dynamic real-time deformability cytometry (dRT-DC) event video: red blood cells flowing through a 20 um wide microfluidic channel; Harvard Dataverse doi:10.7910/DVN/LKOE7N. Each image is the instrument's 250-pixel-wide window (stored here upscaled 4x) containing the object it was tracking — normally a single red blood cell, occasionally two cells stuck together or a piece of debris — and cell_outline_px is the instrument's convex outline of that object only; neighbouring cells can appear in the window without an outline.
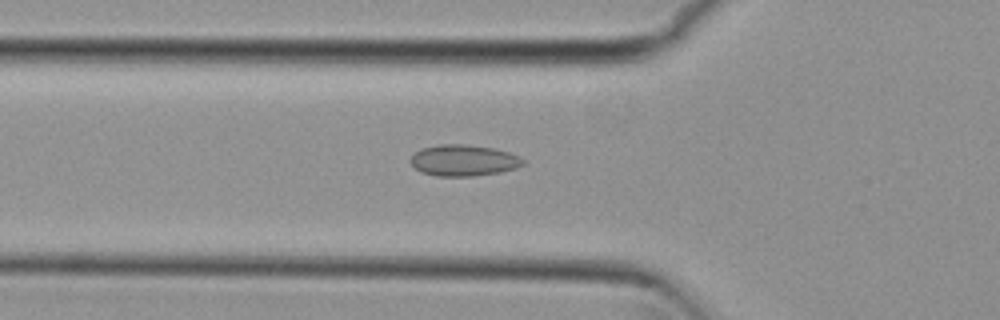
{"species": "common noctule bat (a hibernating species)", "species_latin": "Nyctalus noctula", "temperature_condition": "cold", "stored_images_in_passage": 37, "camera_frame_rate_fps": 3000, "um_per_image_px": 0.085, "animal": {"sex": "female", "body_mass_g": 29.2, "forearm_length_mm": 56.3}, "frame": {"image": 1, "passage_image": 2, "time_ms": 0.333, "image_size_px": [1000, 320], "cell_outline_px": [[524, 164], [516, 168], [500, 172], [472, 176], [436, 176], [420, 172], [408, 160], [420, 148], [440, 144], [464, 144], [492, 148], [508, 152], [520, 156], [524, 160]], "centroid_in_image_um": [39.39, 13.63], "position_along_channel_um": 86.4, "area_um2": 20.52}}
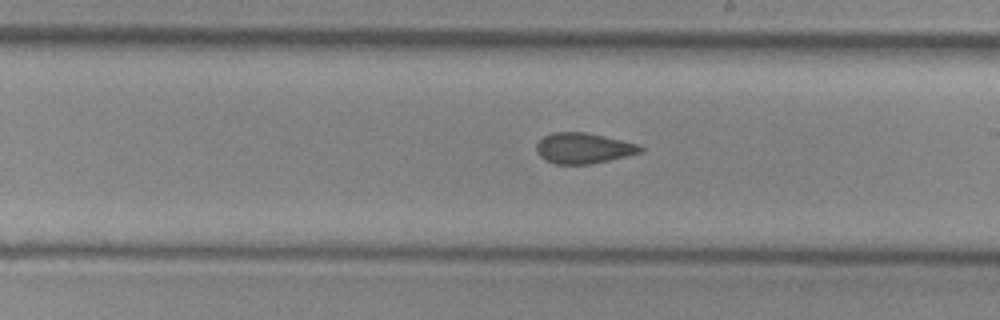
{"frame": {"image": 2, "passage_image": 14, "time_ms": 4.333, "image_size_px": [1000, 320], "cell_outline_px": [[644, 152], [592, 164], [556, 164], [544, 160], [536, 152], [536, 144], [544, 136], [552, 132], [584, 132], [604, 136], [636, 144], [644, 148]], "centroid_in_image_um": [49.57, 12.6], "position_along_channel_um": 239.4, "area_um2": 18.55}}
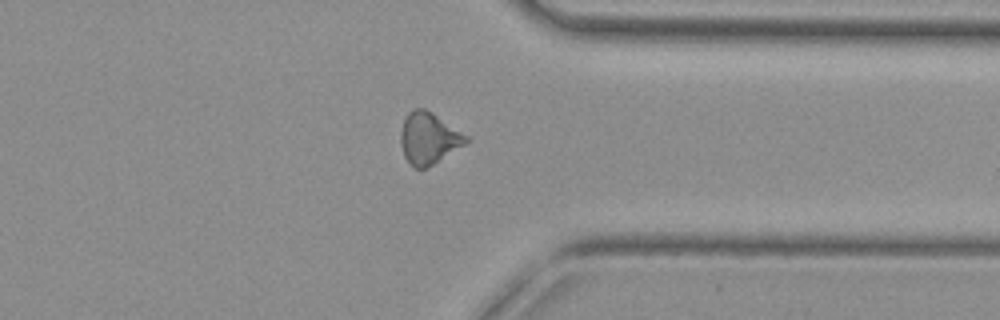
{"frame": {"image": 3, "passage_image": 25, "time_ms": 8.0, "image_size_px": [1000, 320], "cell_outline_px": [[472, 140], [432, 164], [424, 168], [416, 168], [408, 164], [404, 156], [400, 144], [400, 132], [404, 120], [408, 112], [412, 108], [424, 108], [432, 112], [468, 136]], "centroid_in_image_um": [36.42, 11.74], "position_along_channel_um": 375.0, "area_um2": 19.65}}